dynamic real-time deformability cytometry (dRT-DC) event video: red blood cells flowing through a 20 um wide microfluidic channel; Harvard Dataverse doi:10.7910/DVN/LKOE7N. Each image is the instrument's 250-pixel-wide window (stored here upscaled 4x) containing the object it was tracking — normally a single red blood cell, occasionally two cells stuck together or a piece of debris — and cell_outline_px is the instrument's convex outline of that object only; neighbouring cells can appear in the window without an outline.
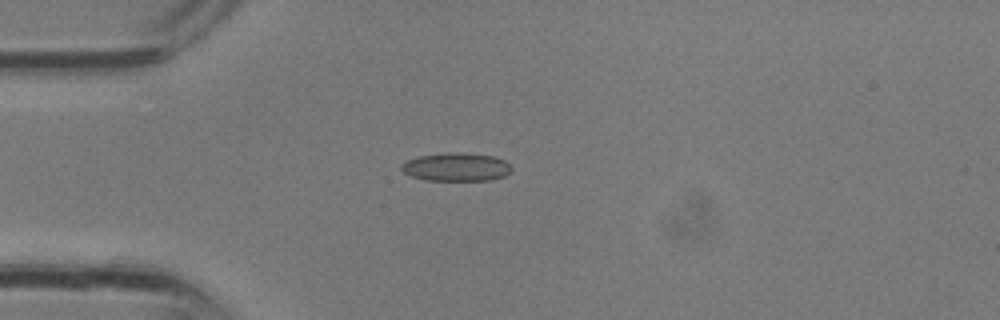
{"species": "common noctule bat (a hibernating species)", "species_latin": "Nyctalus noctula", "temperature_condition": "room temperature", "stored_images_in_passage": 4, "camera_frame_rate_fps": 3000, "um_per_image_px": 0.085, "animal": {"sex": "male", "body_mass_g": 13.3}, "frame": {"image": 1, "passage_image": 1, "time_ms": 0.0, "image_size_px": [1000, 320], "cell_outline_px": [[500, 160], [496, 176], [480, 180], [436, 180], [420, 176], [408, 172], [408, 164], [412, 160], [428, 156], [484, 156]], "centroid_in_image_um": [38.65, 14.25], "position_along_channel_um": 46.3, "area_um2": 13.99}}
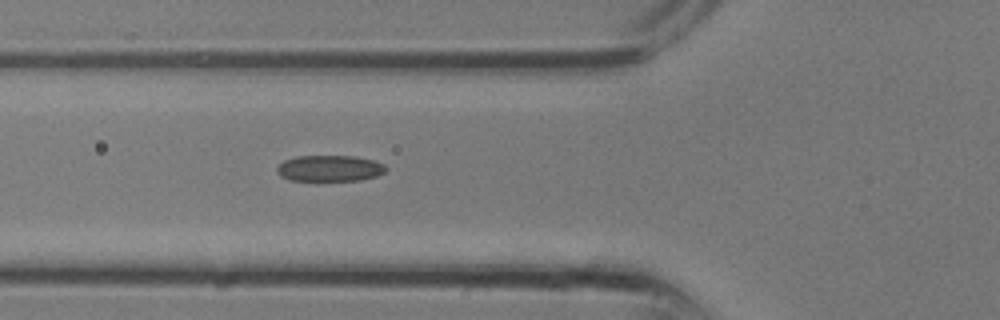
{"frame": {"image": 2, "passage_image": 4, "time_ms": 1.0, "image_size_px": [1000, 320], "cell_outline_px": [[384, 168], [380, 172], [368, 176], [352, 180], [300, 180], [288, 176], [280, 172], [280, 168], [288, 160], [308, 156], [336, 156], [364, 160], [376, 164]], "centroid_in_image_um": [27.96, 14.31], "position_along_channel_um": 97.8, "area_um2": 14.22}}